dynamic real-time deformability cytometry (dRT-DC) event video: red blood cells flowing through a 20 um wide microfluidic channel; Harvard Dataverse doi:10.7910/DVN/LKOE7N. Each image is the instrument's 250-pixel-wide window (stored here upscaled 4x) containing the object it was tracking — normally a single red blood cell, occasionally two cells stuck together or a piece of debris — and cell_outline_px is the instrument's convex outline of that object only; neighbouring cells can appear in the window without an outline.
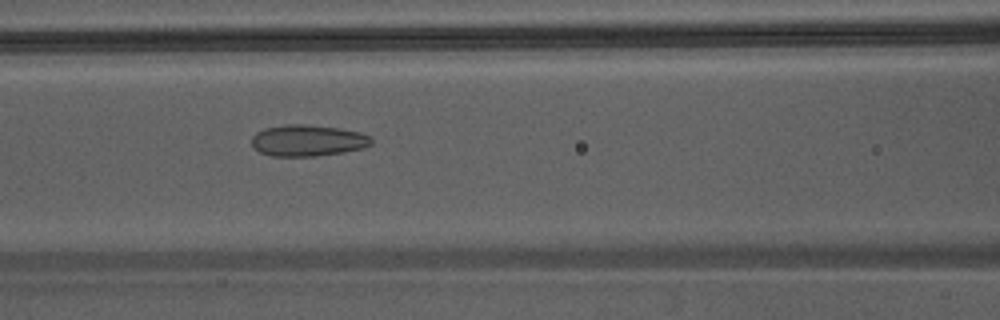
{"species": "Egyptian fruit bat (a non-hibernating species)", "species_latin": "Rousettus aegyptiacus", "temperature_condition": "warm", "stored_images_in_passage": 23, "camera_frame_rate_fps": 3000, "um_per_image_px": 0.085, "animal": {"sex": "male"}, "frame": {"image": 1, "passage_image": 6, "time_ms": 1.667, "image_size_px": [1000, 320], "cell_outline_px": [[372, 144], [364, 148], [344, 152], [316, 156], [272, 156], [260, 152], [252, 144], [252, 136], [256, 132], [264, 128], [284, 124], [300, 124], [336, 128], [360, 132], [372, 136]], "centroid_in_image_um": [26.17, 11.94], "position_along_channel_um": 140.4, "area_um2": 21.91}}
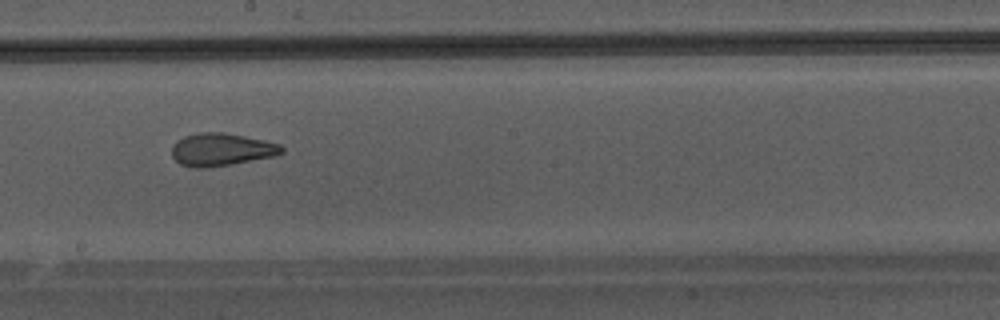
{"frame": {"image": 2, "passage_image": 12, "time_ms": 3.667, "image_size_px": [1000, 320], "cell_outline_px": [[284, 152], [276, 156], [232, 164], [204, 168], [196, 168], [180, 164], [172, 156], [172, 148], [176, 140], [184, 136], [200, 132], [224, 132], [264, 140], [280, 144], [284, 148]], "centroid_in_image_um": [18.83, 12.71], "position_along_channel_um": 229.4, "area_um2": 21.04}}
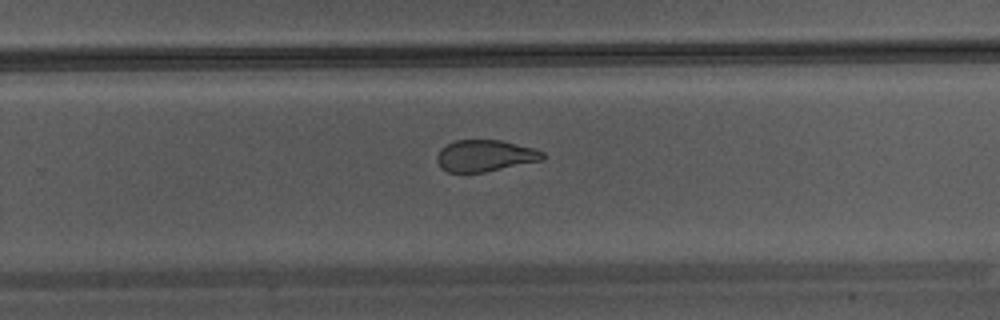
{"frame": {"image": 3, "passage_image": 16, "time_ms": 5.0, "image_size_px": [1000, 320], "cell_outline_px": [[544, 160], [484, 172], [448, 172], [440, 168], [436, 160], [436, 156], [440, 148], [456, 140], [500, 140], [536, 148], [544, 152]], "centroid_in_image_um": [41.23, 13.23], "position_along_channel_um": 288.6, "area_um2": 19.59}}